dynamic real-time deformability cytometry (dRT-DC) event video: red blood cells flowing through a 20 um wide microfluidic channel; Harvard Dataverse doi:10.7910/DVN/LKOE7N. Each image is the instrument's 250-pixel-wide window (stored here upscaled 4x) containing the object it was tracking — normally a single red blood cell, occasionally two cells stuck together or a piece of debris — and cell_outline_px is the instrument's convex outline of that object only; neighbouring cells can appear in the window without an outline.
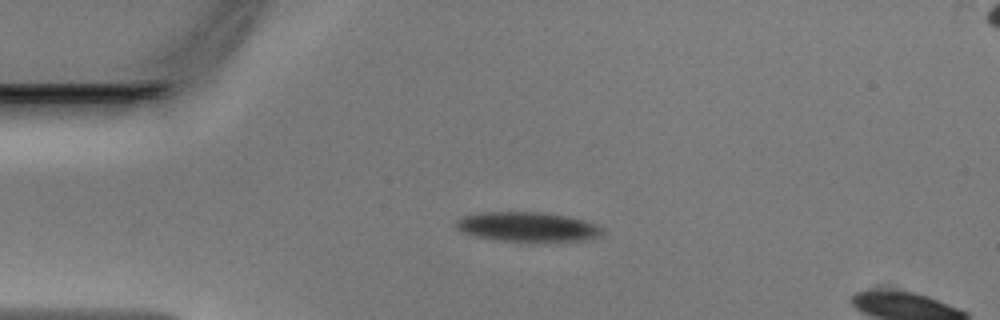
{"species": "Egyptian fruit bat (a non-hibernating species)", "species_latin": "Rousettus aegyptiacus", "temperature_condition": "warm", "stored_images_in_passage": 38, "camera_frame_rate_fps": 3000, "um_per_image_px": 0.085, "animal": {"sex": "male"}, "frame": {"image": 1, "passage_image": 2, "time_ms": 0.333, "image_size_px": [1000, 320], "cell_outline_px": [[604, 232], [600, 236], [584, 240], [500, 240], [476, 236], [464, 232], [456, 228], [456, 220], [460, 216], [476, 212], [544, 212], [568, 216], [600, 224], [604, 228]], "centroid_in_image_um": [44.86, 19.24], "position_along_channel_um": 40.1, "area_um2": 25.09}}
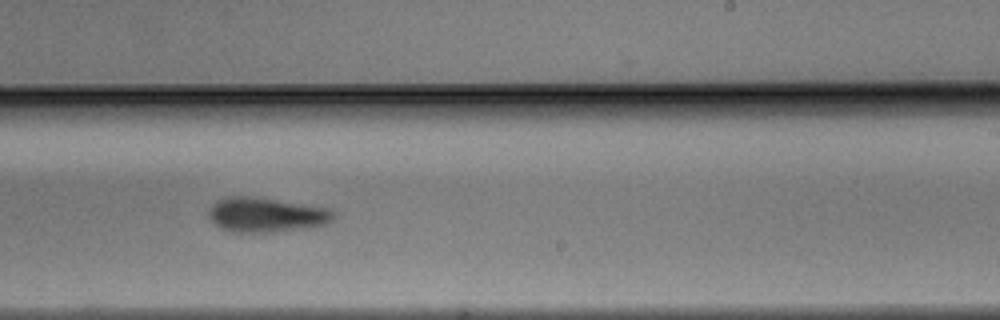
{"frame": {"image": 2, "passage_image": 20, "time_ms": 6.333, "image_size_px": [1000, 320], "cell_outline_px": [[336, 216], [328, 224], [264, 232], [236, 232], [220, 228], [208, 216], [208, 212], [212, 204], [216, 200], [228, 196], [244, 196], [328, 208]], "centroid_in_image_um": [22.56, 18.25], "position_along_channel_um": 266.4, "area_um2": 24.39}}
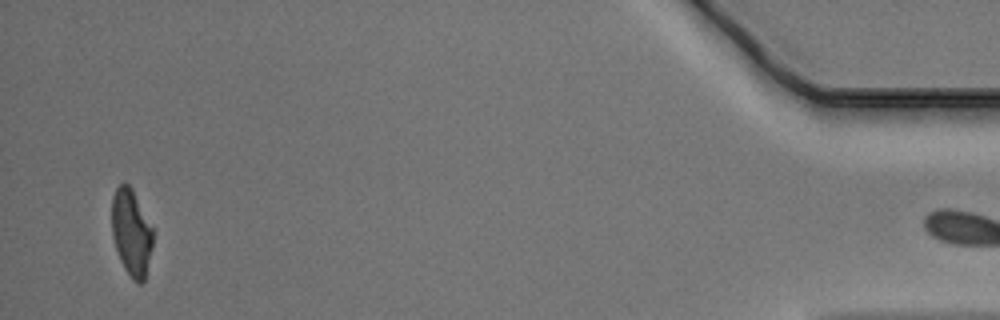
{"frame": {"image": 3, "passage_image": 37, "time_ms": 12.0, "image_size_px": [1000, 320], "cell_outline_px": [[152, 248], [144, 280], [140, 284], [136, 284], [132, 280], [124, 268], [120, 260], [112, 236], [112, 196], [116, 188], [120, 184], [128, 184], [132, 188], [152, 228]], "centroid_in_image_um": [11.15, 19.79], "position_along_channel_um": 424.0, "area_um2": 20.58}}